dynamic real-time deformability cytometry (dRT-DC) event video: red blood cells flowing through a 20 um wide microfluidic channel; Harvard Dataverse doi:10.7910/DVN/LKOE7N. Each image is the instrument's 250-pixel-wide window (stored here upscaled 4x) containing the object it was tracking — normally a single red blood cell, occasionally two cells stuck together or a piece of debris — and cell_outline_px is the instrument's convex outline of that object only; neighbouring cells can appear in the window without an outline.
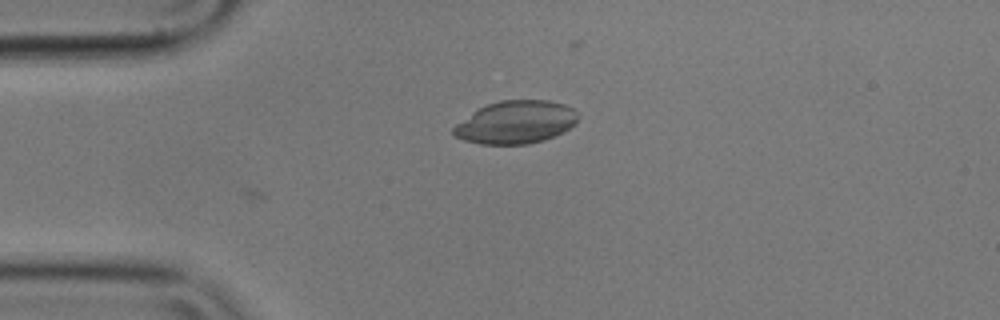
{"species": "common noctule bat (a hibernating species)", "species_latin": "Nyctalus noctula", "temperature_condition": "cold", "stored_images_in_passage": 2, "camera_frame_rate_fps": 3000, "um_per_image_px": 0.085, "animal": {"sex": "male", "body_mass_g": 17.9}, "frame": {"image": 1, "passage_image": 2, "time_ms": 0.333, "image_size_px": [1000, 320], "cell_outline_px": [[580, 116], [576, 124], [564, 132], [556, 136], [544, 140], [528, 144], [480, 144], [464, 140], [456, 136], [452, 132], [452, 128], [456, 124], [472, 112], [488, 104], [500, 100], [548, 100], [564, 104], [572, 108]], "centroid_in_image_um": [43.88, 10.39], "position_along_channel_um": 41.1, "area_um2": 31.21}}